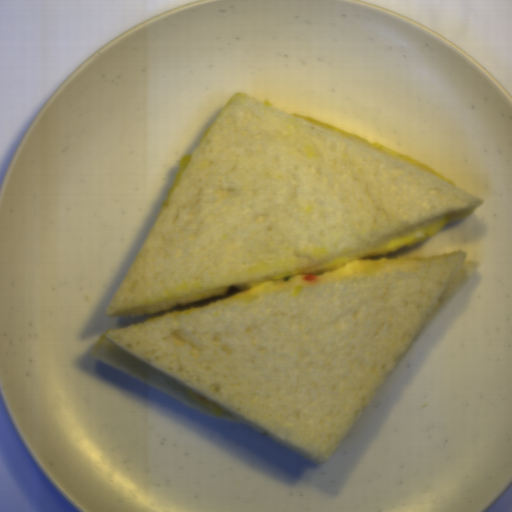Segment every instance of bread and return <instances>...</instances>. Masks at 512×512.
<instances>
[{"label": "bread", "instance_id": "8d2b1439", "mask_svg": "<svg viewBox=\"0 0 512 512\" xmlns=\"http://www.w3.org/2000/svg\"><path fill=\"white\" fill-rule=\"evenodd\" d=\"M482 203L236 93L186 161L105 313L317 266Z\"/></svg>", "mask_w": 512, "mask_h": 512}, {"label": "bread", "instance_id": "cb027b5d", "mask_svg": "<svg viewBox=\"0 0 512 512\" xmlns=\"http://www.w3.org/2000/svg\"><path fill=\"white\" fill-rule=\"evenodd\" d=\"M477 268L457 250L377 275L144 319L104 332L93 356L321 465Z\"/></svg>", "mask_w": 512, "mask_h": 512}]
</instances>
